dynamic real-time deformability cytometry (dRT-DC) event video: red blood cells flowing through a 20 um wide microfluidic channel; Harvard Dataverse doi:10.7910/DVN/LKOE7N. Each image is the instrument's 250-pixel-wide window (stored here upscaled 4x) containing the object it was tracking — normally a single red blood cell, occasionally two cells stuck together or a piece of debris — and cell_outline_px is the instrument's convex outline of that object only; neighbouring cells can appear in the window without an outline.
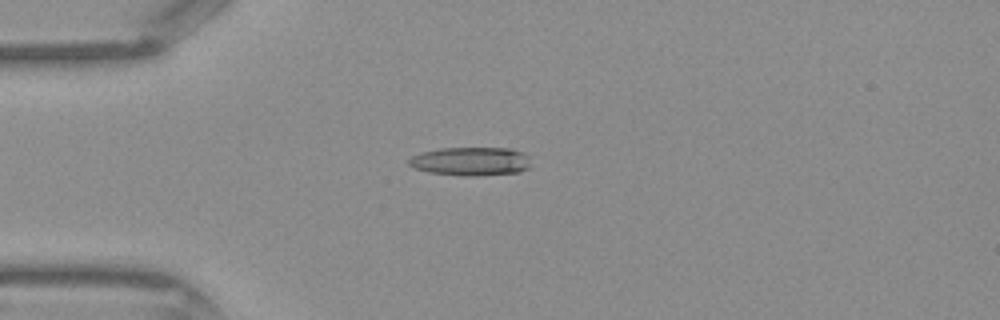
{"species": "Egyptian fruit bat (a non-hibernating species)", "species_latin": "Rousettus aegyptiacus", "temperature_condition": "warm", "stored_images_in_passage": 41, "camera_frame_rate_fps": 3000, "um_per_image_px": 0.085, "frame": {"image": 1, "passage_image": 9, "time_ms": 2.667, "image_size_px": [1000, 320], "cell_outline_px": [[528, 168], [520, 172], [472, 176], [468, 176], [428, 172], [416, 168], [408, 164], [408, 160], [412, 156], [420, 152], [440, 148], [512, 148], [528, 156]], "centroid_in_image_um": [39.99, 13.7], "position_along_channel_um": 45.0, "area_um2": 20.17}}
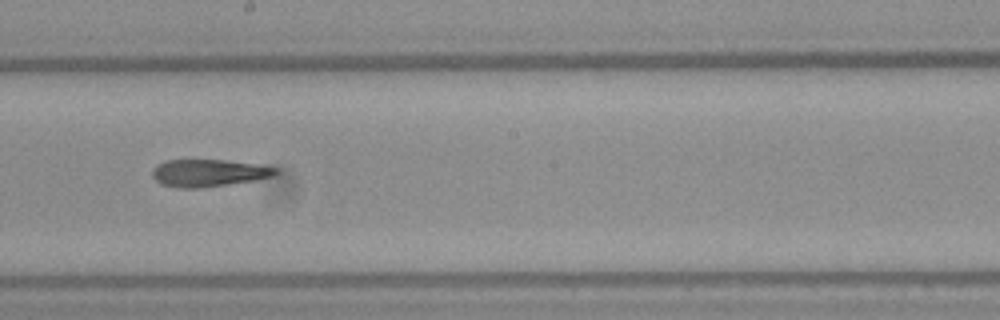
{"frame": {"image": 2, "passage_image": 22, "time_ms": 7.0, "image_size_px": [1000, 320], "cell_outline_px": [[280, 172], [272, 176], [252, 180], [200, 188], [180, 188], [160, 184], [152, 176], [152, 168], [156, 164], [164, 160], [224, 160], [264, 164], [276, 168]], "centroid_in_image_um": [17.71, 14.68], "position_along_channel_um": 230.5, "area_um2": 19.71}}
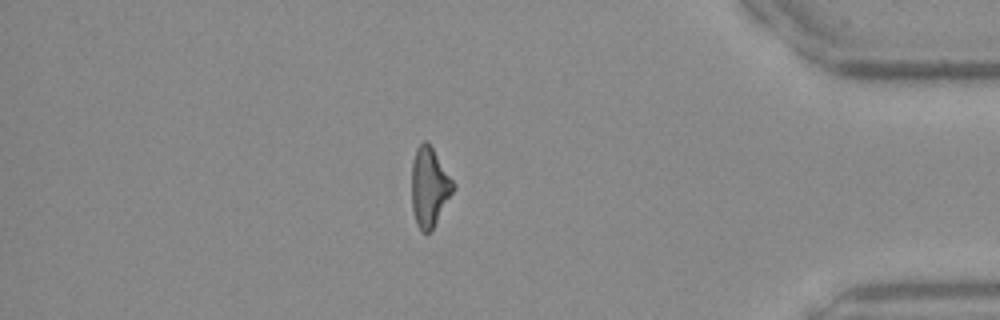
{"frame": {"image": 3, "passage_image": 35, "time_ms": 11.333, "image_size_px": [1000, 320], "cell_outline_px": [[456, 188], [432, 228], [428, 232], [420, 232], [416, 224], [412, 208], [412, 160], [416, 148], [424, 140], [428, 140], [456, 184]], "centroid_in_image_um": [36.5, 15.86], "position_along_channel_um": 398.7, "area_um2": 19.36}}